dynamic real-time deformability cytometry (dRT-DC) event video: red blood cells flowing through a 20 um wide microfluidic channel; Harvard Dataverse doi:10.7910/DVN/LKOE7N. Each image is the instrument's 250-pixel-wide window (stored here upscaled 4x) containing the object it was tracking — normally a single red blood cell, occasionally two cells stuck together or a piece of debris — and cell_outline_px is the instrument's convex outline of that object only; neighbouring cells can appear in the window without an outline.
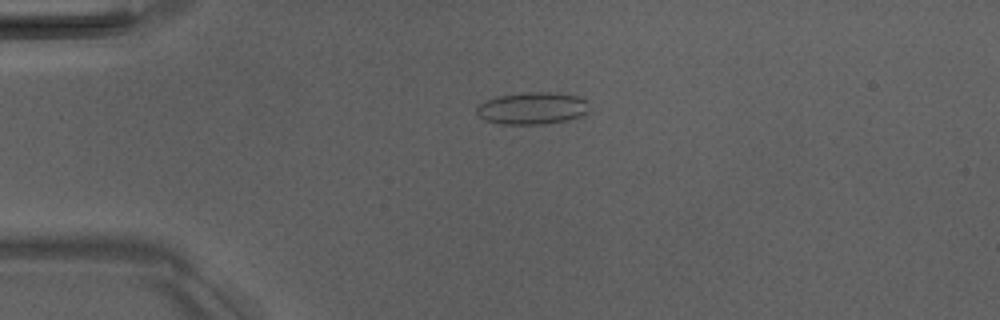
{"species": "Egyptian fruit bat (a non-hibernating species)", "species_latin": "Rousettus aegyptiacus", "temperature_condition": "room temperature", "stored_images_in_passage": 4, "camera_frame_rate_fps": 3000, "um_per_image_px": 0.085, "animal": {"sex": "male"}, "frame": {"image": 1, "passage_image": 3, "time_ms": 2.333, "image_size_px": [1000, 320], "cell_outline_px": [[588, 112], [580, 116], [568, 120], [540, 124], [500, 124], [484, 120], [476, 116], [476, 108], [484, 100], [496, 96], [524, 92], [548, 92], [580, 96], [584, 100]], "centroid_in_image_um": [45.16, 9.2], "position_along_channel_um": 39.8, "area_um2": 21.15}}